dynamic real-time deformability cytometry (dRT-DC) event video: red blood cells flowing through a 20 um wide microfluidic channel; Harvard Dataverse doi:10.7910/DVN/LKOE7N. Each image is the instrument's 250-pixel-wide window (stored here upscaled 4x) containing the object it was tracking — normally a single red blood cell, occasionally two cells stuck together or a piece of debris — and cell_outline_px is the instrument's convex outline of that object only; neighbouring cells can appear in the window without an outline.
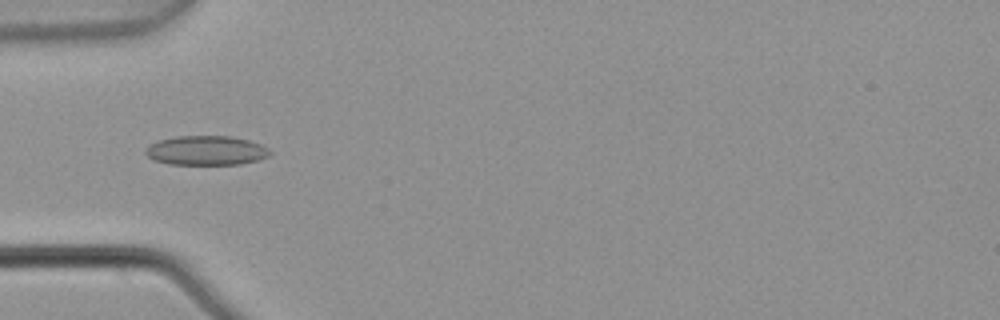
{"species": "common noctule bat (a hibernating species)", "species_latin": "Nyctalus noctula", "temperature_condition": "warm", "stored_images_in_passage": 5, "camera_frame_rate_fps": 3000, "um_per_image_px": 0.085, "animal": {"sex": "male", "body_mass_g": 21.5, "forearm_length_mm": 52.0}, "frame": {"image": 1, "passage_image": 3, "time_ms": 0.667, "image_size_px": [1000, 320], "cell_outline_px": [[272, 152], [268, 156], [256, 160], [240, 164], [168, 164], [156, 160], [148, 156], [144, 152], [144, 148], [148, 144], [160, 140], [176, 136], [232, 136], [248, 140], [260, 144], [268, 148]], "centroid_in_image_um": [17.5, 12.78], "position_along_channel_um": 67.5, "area_um2": 21.27}}
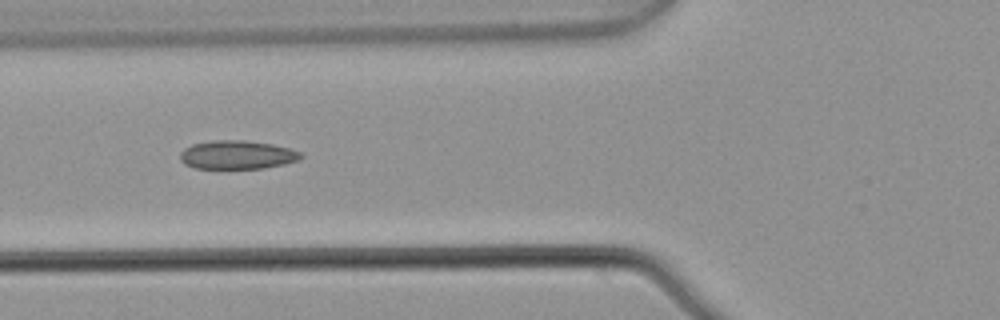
{"frame": {"image": 2, "passage_image": 4, "time_ms": 1.0, "image_size_px": [1000, 320], "cell_outline_px": [[304, 156], [296, 160], [284, 164], [264, 168], [196, 168], [184, 164], [180, 160], [180, 152], [184, 148], [192, 144], [212, 140], [244, 140], [272, 144], [288, 148], [300, 152]], "centroid_in_image_um": [20.12, 13.15], "position_along_channel_um": 105.7, "area_um2": 20.06}}
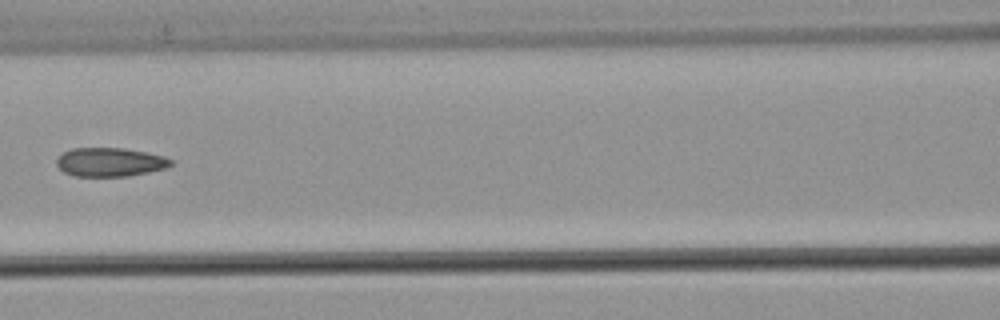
{"frame": {"image": 3, "passage_image": 5, "time_ms": 1.333, "image_size_px": [1000, 320], "cell_outline_px": [[172, 164], [164, 168], [148, 172], [128, 176], [76, 176], [64, 172], [56, 164], [56, 160], [64, 152], [72, 148], [124, 148], [148, 152], [164, 156], [172, 160]], "centroid_in_image_um": [9.36, 13.77], "position_along_channel_um": 157.2, "area_um2": 19.07}}